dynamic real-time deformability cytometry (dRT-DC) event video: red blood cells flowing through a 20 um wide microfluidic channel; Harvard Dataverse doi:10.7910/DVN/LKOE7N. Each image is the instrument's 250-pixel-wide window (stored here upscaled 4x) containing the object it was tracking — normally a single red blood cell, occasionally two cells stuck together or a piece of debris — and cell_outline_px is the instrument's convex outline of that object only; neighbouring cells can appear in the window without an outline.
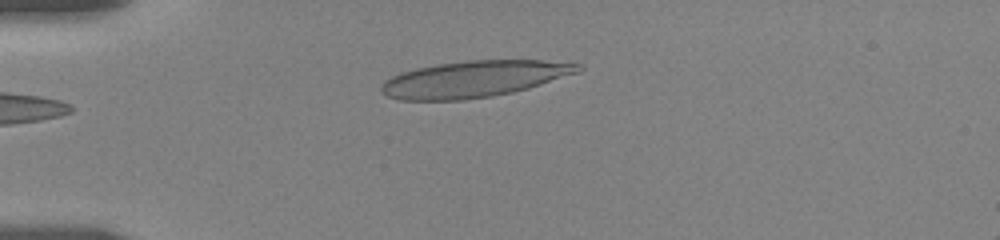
{"species": "human", "species_latin": "Homo sapiens", "temperature_condition": "room temperature", "stored_images_in_passage": 10, "camera_frame_rate_fps": 3000, "um_per_image_px": 0.085, "donor": {"sex": "female"}, "frame": {"image": 1, "passage_image": 2, "time_ms": 0.333, "image_size_px": [1000, 240], "cell_outline_px": [[584, 68], [580, 72], [528, 88], [512, 92], [492, 96], [464, 100], [400, 100], [388, 96], [380, 92], [380, 84], [384, 80], [400, 72], [416, 68], [440, 64], [468, 60], [540, 60], [580, 64]], "centroid_in_image_um": [40.27, 6.72], "position_along_channel_um": 44.7, "area_um2": 41.79}}
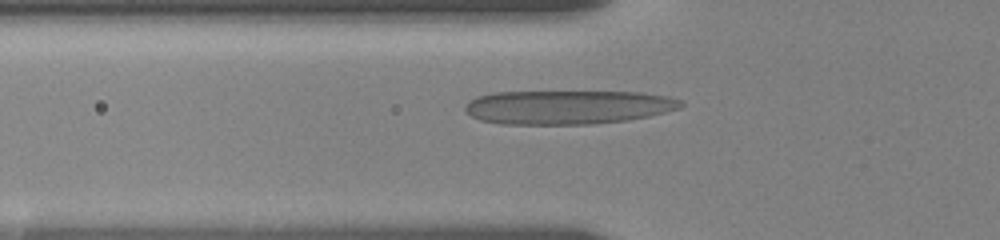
{"frame": {"image": 2, "passage_image": 7, "time_ms": 2.0, "image_size_px": [1000, 240], "cell_outline_px": [[684, 104], [680, 108], [648, 116], [628, 120], [592, 124], [500, 124], [480, 120], [464, 112], [464, 104], [468, 100], [476, 96], [492, 92], [640, 92], [668, 96], [684, 100]], "centroid_in_image_um": [48.23, 9.1], "position_along_channel_um": 77.6, "area_um2": 43.0}}